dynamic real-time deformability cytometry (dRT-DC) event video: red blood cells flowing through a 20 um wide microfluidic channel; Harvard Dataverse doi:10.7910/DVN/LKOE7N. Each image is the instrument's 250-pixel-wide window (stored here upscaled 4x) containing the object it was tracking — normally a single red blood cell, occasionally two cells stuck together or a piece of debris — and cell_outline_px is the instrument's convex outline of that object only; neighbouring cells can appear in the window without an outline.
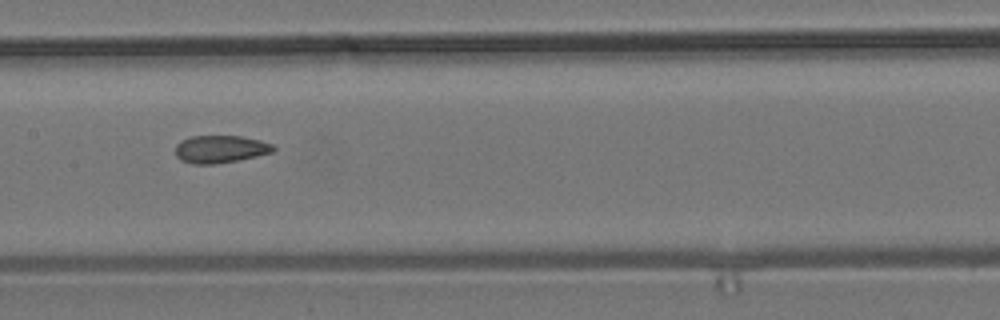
{"species": "common noctule bat (a hibernating species)", "species_latin": "Nyctalus noctula", "temperature_condition": "room temperature", "stored_images_in_passage": 13, "camera_frame_rate_fps": 3000, "um_per_image_px": 0.085, "animal": {"sex": "male", "body_mass_g": 19.2, "forearm_length_mm": 51.8}, "frame": {"image": 1, "passage_image": 6, "time_ms": 7.0, "image_size_px": [1000, 320], "cell_outline_px": [[276, 148], [272, 152], [256, 156], [216, 164], [192, 164], [180, 160], [176, 156], [176, 144], [180, 140], [192, 136], [240, 136], [260, 140], [272, 144]], "centroid_in_image_um": [18.7, 12.67], "position_along_channel_um": 188.7, "area_um2": 15.72}}
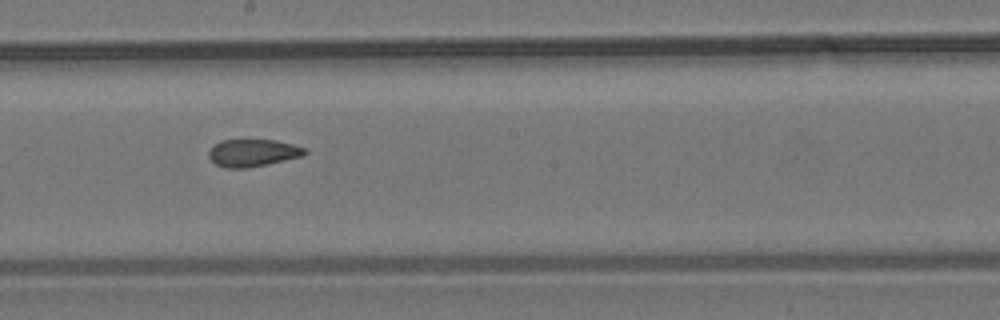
{"frame": {"image": 2, "passage_image": 7, "time_ms": 8.0, "image_size_px": [1000, 320], "cell_outline_px": [[308, 152], [304, 156], [268, 164], [248, 168], [228, 168], [216, 164], [208, 156], [208, 152], [220, 140], [276, 140], [308, 148]], "centroid_in_image_um": [21.55, 12.99], "position_along_channel_um": 226.7, "area_um2": 15.37}}
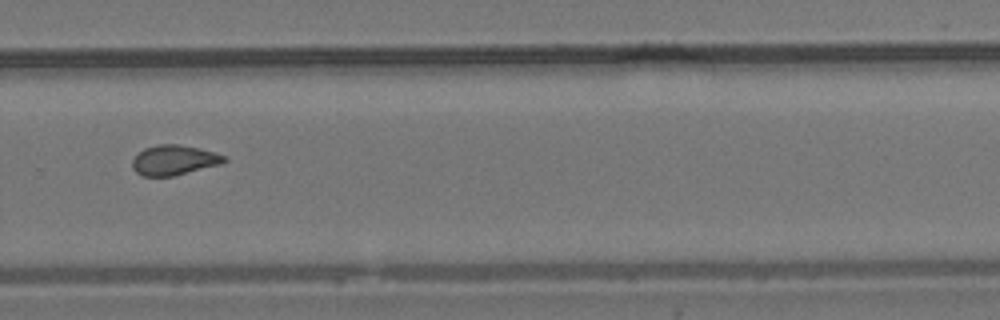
{"frame": {"image": 3, "passage_image": 9, "time_ms": 10.333, "image_size_px": [1000, 320], "cell_outline_px": [[228, 160], [220, 164], [172, 176], [140, 176], [132, 168], [132, 160], [144, 148], [156, 144], [176, 144], [200, 148], [224, 156]], "centroid_in_image_um": [14.75, 13.61], "position_along_channel_um": 315.0, "area_um2": 15.9}}